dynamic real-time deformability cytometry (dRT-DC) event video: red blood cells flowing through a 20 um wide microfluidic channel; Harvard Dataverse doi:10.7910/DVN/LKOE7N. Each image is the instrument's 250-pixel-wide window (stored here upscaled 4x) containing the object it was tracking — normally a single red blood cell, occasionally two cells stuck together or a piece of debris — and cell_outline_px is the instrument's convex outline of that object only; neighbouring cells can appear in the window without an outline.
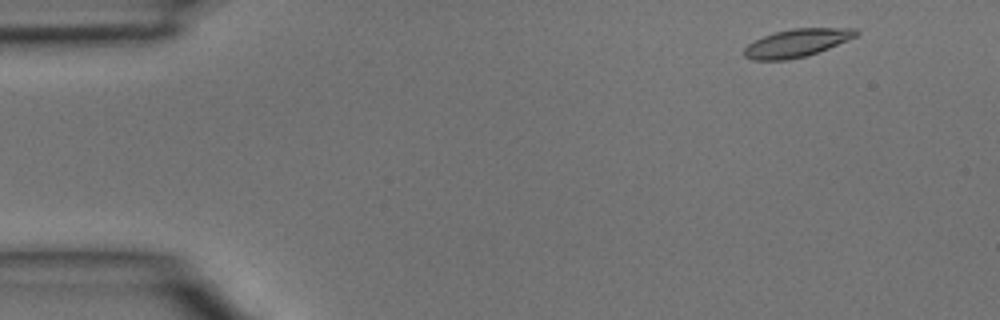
{"species": "common noctule bat (a hibernating species)", "species_latin": "Nyctalus noctula", "temperature_condition": "room temperature", "stored_images_in_passage": 4, "camera_frame_rate_fps": 3000, "um_per_image_px": 0.085, "animal": {"sex": "male", "body_mass_g": 15.6}, "frame": {"image": 1, "passage_image": 1, "time_ms": 0.0, "image_size_px": [1000, 320], "cell_outline_px": [[860, 32], [856, 36], [848, 40], [808, 56], [788, 60], [752, 60], [744, 56], [744, 48], [748, 44], [764, 36], [776, 32], [792, 28], [856, 28]], "centroid_in_image_um": [67.74, 3.66], "position_along_channel_um": 17.3, "area_um2": 18.21}}
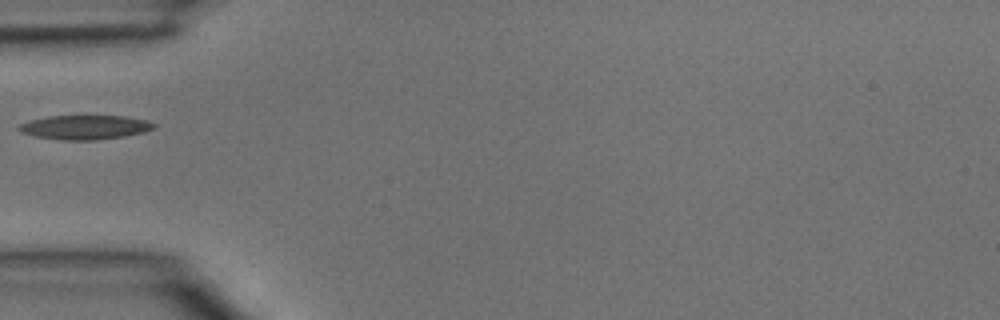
{"frame": {"image": 2, "passage_image": 4, "time_ms": 1.0, "image_size_px": [1000, 320], "cell_outline_px": [[156, 128], [144, 132], [124, 136], [96, 140], [60, 140], [36, 136], [20, 132], [16, 128], [20, 124], [28, 120], [48, 116], [124, 116], [148, 120], [156, 124]], "centroid_in_image_um": [7.22, 10.81], "position_along_channel_um": 77.8, "area_um2": 19.19}}